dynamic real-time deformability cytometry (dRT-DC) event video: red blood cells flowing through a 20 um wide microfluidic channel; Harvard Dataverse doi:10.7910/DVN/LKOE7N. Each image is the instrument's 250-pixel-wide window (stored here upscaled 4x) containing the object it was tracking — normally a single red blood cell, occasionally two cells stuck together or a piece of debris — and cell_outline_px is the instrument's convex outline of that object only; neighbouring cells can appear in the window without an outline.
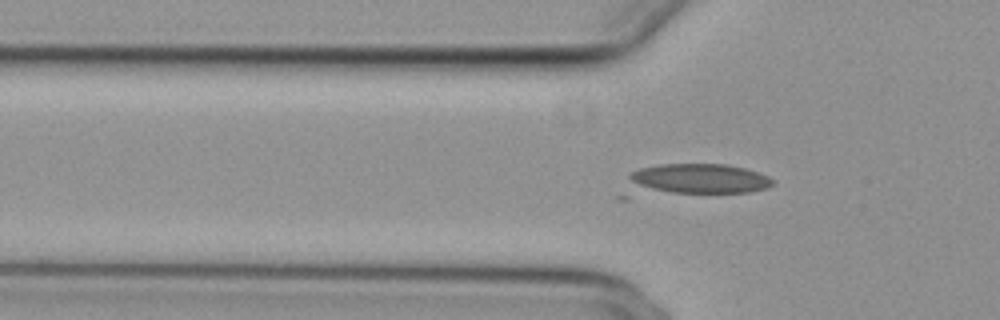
{"species": "common noctule bat (a hibernating species)", "species_latin": "Nyctalus noctula", "temperature_condition": "cold", "stored_images_in_passage": 43, "segment_of_instrument_passage": [1, 2], "camera_frame_rate_fps": 3000, "um_per_image_px": 0.085, "animal": {"sex": "female", "body_mass_g": 29.2, "forearm_length_mm": 56.3}, "frame": {"image": 1, "passage_image": 5, "time_ms": 1.333, "image_size_px": [1000, 320], "cell_outline_px": [[772, 184], [768, 188], [748, 192], [672, 192], [652, 188], [640, 184], [632, 180], [628, 176], [632, 172], [640, 168], [660, 164], [728, 164], [744, 168], [768, 176], [772, 180]], "centroid_in_image_um": [59.56, 15.15], "position_along_channel_um": 66.2, "area_um2": 23.93}}
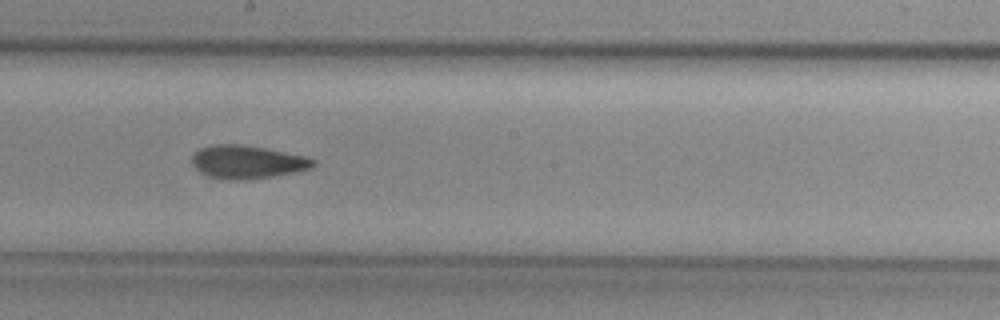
{"frame": {"image": 2, "passage_image": 18, "time_ms": 5.667, "image_size_px": [1000, 320], "cell_outline_px": [[316, 164], [312, 168], [296, 172], [248, 180], [228, 180], [208, 176], [200, 172], [192, 164], [192, 156], [200, 148], [212, 144], [240, 144], [264, 148], [304, 156], [316, 160]], "centroid_in_image_um": [21.01, 13.77], "position_along_channel_um": 227.2, "area_um2": 23.47}}
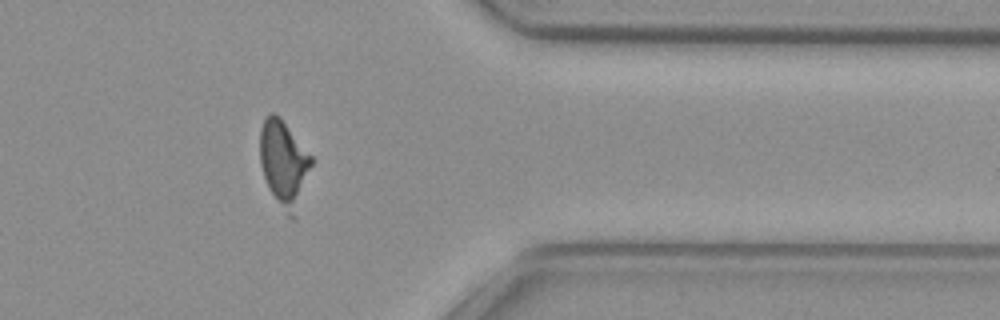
{"frame": {"image": 3, "passage_image": 32, "time_ms": 10.333, "image_size_px": [1000, 320], "cell_outline_px": [[312, 164], [296, 220], [292, 220], [288, 216], [272, 192], [264, 176], [260, 164], [260, 128], [264, 120], [272, 112], [280, 116], [312, 156]], "centroid_in_image_um": [24.16, 13.9], "position_along_channel_um": 387.2, "area_um2": 25.66}}